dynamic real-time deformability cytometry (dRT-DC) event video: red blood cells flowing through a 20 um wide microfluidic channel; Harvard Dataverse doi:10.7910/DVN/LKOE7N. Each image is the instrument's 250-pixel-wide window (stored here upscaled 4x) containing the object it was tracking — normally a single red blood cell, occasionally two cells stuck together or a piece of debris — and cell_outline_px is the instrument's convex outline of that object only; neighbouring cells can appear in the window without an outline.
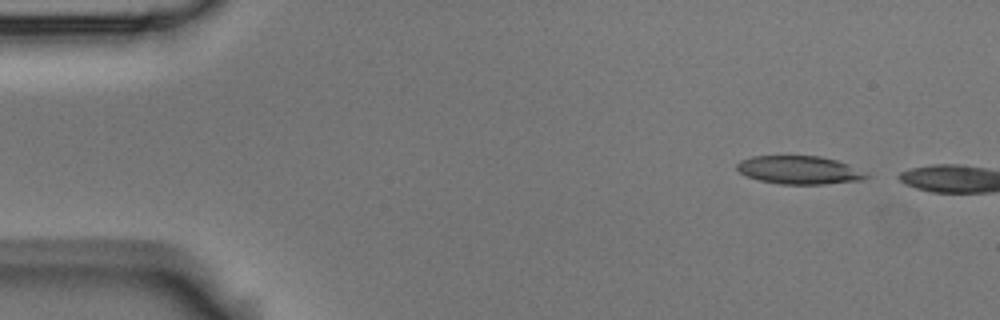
{"species": "Egyptian fruit bat (a non-hibernating species)", "species_latin": "Rousettus aegyptiacus", "temperature_condition": "room temperature", "stored_images_in_passage": 2, "camera_frame_rate_fps": 3000, "um_per_image_px": 0.085, "animal": {"sex": "male"}, "frame": {"image": 1, "passage_image": 1, "time_ms": 0.0, "image_size_px": [1000, 320], "cell_outline_px": [[872, 176], [860, 180], [824, 184], [780, 184], [760, 180], [748, 176], [740, 172], [736, 168], [736, 164], [740, 160], [752, 156], [820, 156], [836, 160], [848, 164]], "centroid_in_image_um": [67.93, 14.45], "position_along_channel_um": 17.1, "area_um2": 21.15}}